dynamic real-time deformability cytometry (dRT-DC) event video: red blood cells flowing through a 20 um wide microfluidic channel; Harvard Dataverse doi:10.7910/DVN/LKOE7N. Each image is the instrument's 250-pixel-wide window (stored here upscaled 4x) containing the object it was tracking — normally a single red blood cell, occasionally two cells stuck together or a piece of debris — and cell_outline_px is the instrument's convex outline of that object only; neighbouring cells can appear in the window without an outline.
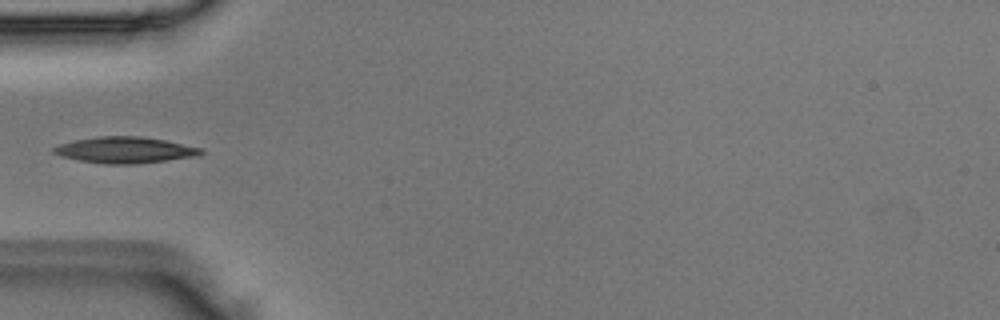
{"species": "Egyptian fruit bat (a non-hibernating species)", "species_latin": "Rousettus aegyptiacus", "temperature_condition": "room temperature", "stored_images_in_passage": 4, "camera_frame_rate_fps": 3000, "um_per_image_px": 0.085, "animal": {"sex": "male"}, "frame": {"image": 1, "passage_image": 4, "time_ms": 1.0, "image_size_px": [1000, 320], "cell_outline_px": [[204, 152], [200, 156], [136, 164], [108, 164], [80, 160], [60, 156], [52, 152], [52, 148], [60, 144], [76, 140], [100, 136], [140, 136], [164, 140], [200, 148]], "centroid_in_image_um": [10.63, 12.75], "position_along_channel_um": 74.4, "area_um2": 22.31}}